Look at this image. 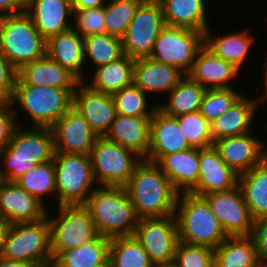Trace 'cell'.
<instances>
[{
  "label": "cell",
  "instance_id": "cell-10",
  "mask_svg": "<svg viewBox=\"0 0 267 267\" xmlns=\"http://www.w3.org/2000/svg\"><path fill=\"white\" fill-rule=\"evenodd\" d=\"M57 210V215L48 216L53 260L62 251L85 244L99 235L88 209L83 204L58 205Z\"/></svg>",
  "mask_w": 267,
  "mask_h": 267
},
{
  "label": "cell",
  "instance_id": "cell-7",
  "mask_svg": "<svg viewBox=\"0 0 267 267\" xmlns=\"http://www.w3.org/2000/svg\"><path fill=\"white\" fill-rule=\"evenodd\" d=\"M74 91L52 86H15L10 102L27 112L33 127L51 128L72 107Z\"/></svg>",
  "mask_w": 267,
  "mask_h": 267
},
{
  "label": "cell",
  "instance_id": "cell-2",
  "mask_svg": "<svg viewBox=\"0 0 267 267\" xmlns=\"http://www.w3.org/2000/svg\"><path fill=\"white\" fill-rule=\"evenodd\" d=\"M22 128V124L15 128L10 143L0 152V175L3 180L16 181L36 165L54 159V137L51 128ZM2 167H5L6 171Z\"/></svg>",
  "mask_w": 267,
  "mask_h": 267
},
{
  "label": "cell",
  "instance_id": "cell-29",
  "mask_svg": "<svg viewBox=\"0 0 267 267\" xmlns=\"http://www.w3.org/2000/svg\"><path fill=\"white\" fill-rule=\"evenodd\" d=\"M206 0H159L167 26L205 31L209 28Z\"/></svg>",
  "mask_w": 267,
  "mask_h": 267
},
{
  "label": "cell",
  "instance_id": "cell-18",
  "mask_svg": "<svg viewBox=\"0 0 267 267\" xmlns=\"http://www.w3.org/2000/svg\"><path fill=\"white\" fill-rule=\"evenodd\" d=\"M213 145L222 160L238 175L251 170L266 159V144L251 132L218 139Z\"/></svg>",
  "mask_w": 267,
  "mask_h": 267
},
{
  "label": "cell",
  "instance_id": "cell-33",
  "mask_svg": "<svg viewBox=\"0 0 267 267\" xmlns=\"http://www.w3.org/2000/svg\"><path fill=\"white\" fill-rule=\"evenodd\" d=\"M238 185L252 218L267 216V160L240 174Z\"/></svg>",
  "mask_w": 267,
  "mask_h": 267
},
{
  "label": "cell",
  "instance_id": "cell-27",
  "mask_svg": "<svg viewBox=\"0 0 267 267\" xmlns=\"http://www.w3.org/2000/svg\"><path fill=\"white\" fill-rule=\"evenodd\" d=\"M178 193H188L198 181L199 149L190 148L163 156L156 163Z\"/></svg>",
  "mask_w": 267,
  "mask_h": 267
},
{
  "label": "cell",
  "instance_id": "cell-34",
  "mask_svg": "<svg viewBox=\"0 0 267 267\" xmlns=\"http://www.w3.org/2000/svg\"><path fill=\"white\" fill-rule=\"evenodd\" d=\"M206 89L185 75L176 87L168 93V102L160 103L158 108L173 117L189 114L200 110Z\"/></svg>",
  "mask_w": 267,
  "mask_h": 267
},
{
  "label": "cell",
  "instance_id": "cell-6",
  "mask_svg": "<svg viewBox=\"0 0 267 267\" xmlns=\"http://www.w3.org/2000/svg\"><path fill=\"white\" fill-rule=\"evenodd\" d=\"M47 216L36 222L10 224L1 257L35 267H51V226Z\"/></svg>",
  "mask_w": 267,
  "mask_h": 267
},
{
  "label": "cell",
  "instance_id": "cell-51",
  "mask_svg": "<svg viewBox=\"0 0 267 267\" xmlns=\"http://www.w3.org/2000/svg\"><path fill=\"white\" fill-rule=\"evenodd\" d=\"M9 226L10 224L7 221L0 219V257L4 249L5 237Z\"/></svg>",
  "mask_w": 267,
  "mask_h": 267
},
{
  "label": "cell",
  "instance_id": "cell-23",
  "mask_svg": "<svg viewBox=\"0 0 267 267\" xmlns=\"http://www.w3.org/2000/svg\"><path fill=\"white\" fill-rule=\"evenodd\" d=\"M79 81L47 54L18 70L15 86H52L75 90Z\"/></svg>",
  "mask_w": 267,
  "mask_h": 267
},
{
  "label": "cell",
  "instance_id": "cell-1",
  "mask_svg": "<svg viewBox=\"0 0 267 267\" xmlns=\"http://www.w3.org/2000/svg\"><path fill=\"white\" fill-rule=\"evenodd\" d=\"M124 188L139 219L175 214L179 193L156 163L143 159Z\"/></svg>",
  "mask_w": 267,
  "mask_h": 267
},
{
  "label": "cell",
  "instance_id": "cell-15",
  "mask_svg": "<svg viewBox=\"0 0 267 267\" xmlns=\"http://www.w3.org/2000/svg\"><path fill=\"white\" fill-rule=\"evenodd\" d=\"M55 153L89 155L98 135L73 106L51 127Z\"/></svg>",
  "mask_w": 267,
  "mask_h": 267
},
{
  "label": "cell",
  "instance_id": "cell-48",
  "mask_svg": "<svg viewBox=\"0 0 267 267\" xmlns=\"http://www.w3.org/2000/svg\"><path fill=\"white\" fill-rule=\"evenodd\" d=\"M26 10V0H0V17L15 15Z\"/></svg>",
  "mask_w": 267,
  "mask_h": 267
},
{
  "label": "cell",
  "instance_id": "cell-17",
  "mask_svg": "<svg viewBox=\"0 0 267 267\" xmlns=\"http://www.w3.org/2000/svg\"><path fill=\"white\" fill-rule=\"evenodd\" d=\"M16 181L0 184V219L9 224L36 222L47 216V208Z\"/></svg>",
  "mask_w": 267,
  "mask_h": 267
},
{
  "label": "cell",
  "instance_id": "cell-26",
  "mask_svg": "<svg viewBox=\"0 0 267 267\" xmlns=\"http://www.w3.org/2000/svg\"><path fill=\"white\" fill-rule=\"evenodd\" d=\"M151 117L118 114L105 137L146 159L149 155Z\"/></svg>",
  "mask_w": 267,
  "mask_h": 267
},
{
  "label": "cell",
  "instance_id": "cell-24",
  "mask_svg": "<svg viewBox=\"0 0 267 267\" xmlns=\"http://www.w3.org/2000/svg\"><path fill=\"white\" fill-rule=\"evenodd\" d=\"M133 83L146 94L172 91L185 74L149 57L135 59Z\"/></svg>",
  "mask_w": 267,
  "mask_h": 267
},
{
  "label": "cell",
  "instance_id": "cell-55",
  "mask_svg": "<svg viewBox=\"0 0 267 267\" xmlns=\"http://www.w3.org/2000/svg\"><path fill=\"white\" fill-rule=\"evenodd\" d=\"M156 267H174V266L170 265V266H156Z\"/></svg>",
  "mask_w": 267,
  "mask_h": 267
},
{
  "label": "cell",
  "instance_id": "cell-13",
  "mask_svg": "<svg viewBox=\"0 0 267 267\" xmlns=\"http://www.w3.org/2000/svg\"><path fill=\"white\" fill-rule=\"evenodd\" d=\"M134 236L149 254L155 267L173 265L179 242L175 214L139 219Z\"/></svg>",
  "mask_w": 267,
  "mask_h": 267
},
{
  "label": "cell",
  "instance_id": "cell-52",
  "mask_svg": "<svg viewBox=\"0 0 267 267\" xmlns=\"http://www.w3.org/2000/svg\"><path fill=\"white\" fill-rule=\"evenodd\" d=\"M254 267H267V258L258 257Z\"/></svg>",
  "mask_w": 267,
  "mask_h": 267
},
{
  "label": "cell",
  "instance_id": "cell-49",
  "mask_svg": "<svg viewBox=\"0 0 267 267\" xmlns=\"http://www.w3.org/2000/svg\"><path fill=\"white\" fill-rule=\"evenodd\" d=\"M108 0H71L73 10H85L104 6Z\"/></svg>",
  "mask_w": 267,
  "mask_h": 267
},
{
  "label": "cell",
  "instance_id": "cell-11",
  "mask_svg": "<svg viewBox=\"0 0 267 267\" xmlns=\"http://www.w3.org/2000/svg\"><path fill=\"white\" fill-rule=\"evenodd\" d=\"M204 45V32L166 25L158 35L149 58L174 66L187 75Z\"/></svg>",
  "mask_w": 267,
  "mask_h": 267
},
{
  "label": "cell",
  "instance_id": "cell-4",
  "mask_svg": "<svg viewBox=\"0 0 267 267\" xmlns=\"http://www.w3.org/2000/svg\"><path fill=\"white\" fill-rule=\"evenodd\" d=\"M175 216L179 241L216 249L226 238L219 220L201 196L179 193Z\"/></svg>",
  "mask_w": 267,
  "mask_h": 267
},
{
  "label": "cell",
  "instance_id": "cell-47",
  "mask_svg": "<svg viewBox=\"0 0 267 267\" xmlns=\"http://www.w3.org/2000/svg\"><path fill=\"white\" fill-rule=\"evenodd\" d=\"M251 237L255 243L257 257L267 258V216L254 220Z\"/></svg>",
  "mask_w": 267,
  "mask_h": 267
},
{
  "label": "cell",
  "instance_id": "cell-16",
  "mask_svg": "<svg viewBox=\"0 0 267 267\" xmlns=\"http://www.w3.org/2000/svg\"><path fill=\"white\" fill-rule=\"evenodd\" d=\"M98 136H105L117 117V110L110 93L91 89L79 82L73 93V105Z\"/></svg>",
  "mask_w": 267,
  "mask_h": 267
},
{
  "label": "cell",
  "instance_id": "cell-39",
  "mask_svg": "<svg viewBox=\"0 0 267 267\" xmlns=\"http://www.w3.org/2000/svg\"><path fill=\"white\" fill-rule=\"evenodd\" d=\"M117 114L134 117H152L158 105L149 109L148 95L134 83L111 94Z\"/></svg>",
  "mask_w": 267,
  "mask_h": 267
},
{
  "label": "cell",
  "instance_id": "cell-37",
  "mask_svg": "<svg viewBox=\"0 0 267 267\" xmlns=\"http://www.w3.org/2000/svg\"><path fill=\"white\" fill-rule=\"evenodd\" d=\"M84 58H89L95 68L121 58L123 53L122 39L109 34H95L83 38Z\"/></svg>",
  "mask_w": 267,
  "mask_h": 267
},
{
  "label": "cell",
  "instance_id": "cell-8",
  "mask_svg": "<svg viewBox=\"0 0 267 267\" xmlns=\"http://www.w3.org/2000/svg\"><path fill=\"white\" fill-rule=\"evenodd\" d=\"M89 157L99 186H124L143 161L137 153L105 136L96 138Z\"/></svg>",
  "mask_w": 267,
  "mask_h": 267
},
{
  "label": "cell",
  "instance_id": "cell-41",
  "mask_svg": "<svg viewBox=\"0 0 267 267\" xmlns=\"http://www.w3.org/2000/svg\"><path fill=\"white\" fill-rule=\"evenodd\" d=\"M182 133L191 148H206L213 145L211 123L199 112L176 117Z\"/></svg>",
  "mask_w": 267,
  "mask_h": 267
},
{
  "label": "cell",
  "instance_id": "cell-53",
  "mask_svg": "<svg viewBox=\"0 0 267 267\" xmlns=\"http://www.w3.org/2000/svg\"><path fill=\"white\" fill-rule=\"evenodd\" d=\"M266 63H265V68L263 69V70H265V73H263V74H265V76L263 77V78H265V80H264V83H265V92L263 93V95H262V98L263 97H266L267 96V60L265 61Z\"/></svg>",
  "mask_w": 267,
  "mask_h": 267
},
{
  "label": "cell",
  "instance_id": "cell-22",
  "mask_svg": "<svg viewBox=\"0 0 267 267\" xmlns=\"http://www.w3.org/2000/svg\"><path fill=\"white\" fill-rule=\"evenodd\" d=\"M240 71L234 64L216 56L204 45L187 75L206 90L224 89L233 88L229 81L237 78Z\"/></svg>",
  "mask_w": 267,
  "mask_h": 267
},
{
  "label": "cell",
  "instance_id": "cell-12",
  "mask_svg": "<svg viewBox=\"0 0 267 267\" xmlns=\"http://www.w3.org/2000/svg\"><path fill=\"white\" fill-rule=\"evenodd\" d=\"M165 26L159 0H143L122 38L123 53L133 59L149 57Z\"/></svg>",
  "mask_w": 267,
  "mask_h": 267
},
{
  "label": "cell",
  "instance_id": "cell-25",
  "mask_svg": "<svg viewBox=\"0 0 267 267\" xmlns=\"http://www.w3.org/2000/svg\"><path fill=\"white\" fill-rule=\"evenodd\" d=\"M46 54L59 63L79 82H84V40L73 28L47 40Z\"/></svg>",
  "mask_w": 267,
  "mask_h": 267
},
{
  "label": "cell",
  "instance_id": "cell-5",
  "mask_svg": "<svg viewBox=\"0 0 267 267\" xmlns=\"http://www.w3.org/2000/svg\"><path fill=\"white\" fill-rule=\"evenodd\" d=\"M46 44L26 12L0 17V51L17 71L44 57Z\"/></svg>",
  "mask_w": 267,
  "mask_h": 267
},
{
  "label": "cell",
  "instance_id": "cell-44",
  "mask_svg": "<svg viewBox=\"0 0 267 267\" xmlns=\"http://www.w3.org/2000/svg\"><path fill=\"white\" fill-rule=\"evenodd\" d=\"M75 25L72 28L83 38L89 35L105 34V5L85 10H73Z\"/></svg>",
  "mask_w": 267,
  "mask_h": 267
},
{
  "label": "cell",
  "instance_id": "cell-14",
  "mask_svg": "<svg viewBox=\"0 0 267 267\" xmlns=\"http://www.w3.org/2000/svg\"><path fill=\"white\" fill-rule=\"evenodd\" d=\"M219 220L227 237L251 236L254 219L239 185L232 189L202 196Z\"/></svg>",
  "mask_w": 267,
  "mask_h": 267
},
{
  "label": "cell",
  "instance_id": "cell-9",
  "mask_svg": "<svg viewBox=\"0 0 267 267\" xmlns=\"http://www.w3.org/2000/svg\"><path fill=\"white\" fill-rule=\"evenodd\" d=\"M53 161L58 205L84 204L96 189L89 155L55 153Z\"/></svg>",
  "mask_w": 267,
  "mask_h": 267
},
{
  "label": "cell",
  "instance_id": "cell-45",
  "mask_svg": "<svg viewBox=\"0 0 267 267\" xmlns=\"http://www.w3.org/2000/svg\"><path fill=\"white\" fill-rule=\"evenodd\" d=\"M11 102H0V152L3 151L11 141L17 122L18 111Z\"/></svg>",
  "mask_w": 267,
  "mask_h": 267
},
{
  "label": "cell",
  "instance_id": "cell-32",
  "mask_svg": "<svg viewBox=\"0 0 267 267\" xmlns=\"http://www.w3.org/2000/svg\"><path fill=\"white\" fill-rule=\"evenodd\" d=\"M135 59L123 55L116 61L97 67L90 83H85L91 89L114 93L133 84Z\"/></svg>",
  "mask_w": 267,
  "mask_h": 267
},
{
  "label": "cell",
  "instance_id": "cell-21",
  "mask_svg": "<svg viewBox=\"0 0 267 267\" xmlns=\"http://www.w3.org/2000/svg\"><path fill=\"white\" fill-rule=\"evenodd\" d=\"M25 12L46 40L72 28L71 0H26Z\"/></svg>",
  "mask_w": 267,
  "mask_h": 267
},
{
  "label": "cell",
  "instance_id": "cell-43",
  "mask_svg": "<svg viewBox=\"0 0 267 267\" xmlns=\"http://www.w3.org/2000/svg\"><path fill=\"white\" fill-rule=\"evenodd\" d=\"M174 267H214V249L178 242Z\"/></svg>",
  "mask_w": 267,
  "mask_h": 267
},
{
  "label": "cell",
  "instance_id": "cell-46",
  "mask_svg": "<svg viewBox=\"0 0 267 267\" xmlns=\"http://www.w3.org/2000/svg\"><path fill=\"white\" fill-rule=\"evenodd\" d=\"M18 71L8 62L0 51V102L12 99Z\"/></svg>",
  "mask_w": 267,
  "mask_h": 267
},
{
  "label": "cell",
  "instance_id": "cell-38",
  "mask_svg": "<svg viewBox=\"0 0 267 267\" xmlns=\"http://www.w3.org/2000/svg\"><path fill=\"white\" fill-rule=\"evenodd\" d=\"M16 182L43 204L44 196L48 194H54L56 199L55 163L53 160L36 165L32 170L19 177Z\"/></svg>",
  "mask_w": 267,
  "mask_h": 267
},
{
  "label": "cell",
  "instance_id": "cell-54",
  "mask_svg": "<svg viewBox=\"0 0 267 267\" xmlns=\"http://www.w3.org/2000/svg\"><path fill=\"white\" fill-rule=\"evenodd\" d=\"M99 267H111L110 261H108L106 264L101 265Z\"/></svg>",
  "mask_w": 267,
  "mask_h": 267
},
{
  "label": "cell",
  "instance_id": "cell-31",
  "mask_svg": "<svg viewBox=\"0 0 267 267\" xmlns=\"http://www.w3.org/2000/svg\"><path fill=\"white\" fill-rule=\"evenodd\" d=\"M110 239L98 235L73 249L62 251L51 267H99L109 261Z\"/></svg>",
  "mask_w": 267,
  "mask_h": 267
},
{
  "label": "cell",
  "instance_id": "cell-3",
  "mask_svg": "<svg viewBox=\"0 0 267 267\" xmlns=\"http://www.w3.org/2000/svg\"><path fill=\"white\" fill-rule=\"evenodd\" d=\"M99 235L133 236L139 218L124 186H98L83 204Z\"/></svg>",
  "mask_w": 267,
  "mask_h": 267
},
{
  "label": "cell",
  "instance_id": "cell-30",
  "mask_svg": "<svg viewBox=\"0 0 267 267\" xmlns=\"http://www.w3.org/2000/svg\"><path fill=\"white\" fill-rule=\"evenodd\" d=\"M211 29L205 31V46L216 56L234 64L239 70L246 62L247 55L254 42V37L248 30L242 32L228 33L222 36H213ZM212 33V34H211ZM241 68V69H240Z\"/></svg>",
  "mask_w": 267,
  "mask_h": 267
},
{
  "label": "cell",
  "instance_id": "cell-35",
  "mask_svg": "<svg viewBox=\"0 0 267 267\" xmlns=\"http://www.w3.org/2000/svg\"><path fill=\"white\" fill-rule=\"evenodd\" d=\"M257 258L251 236L227 237L214 249V267H254Z\"/></svg>",
  "mask_w": 267,
  "mask_h": 267
},
{
  "label": "cell",
  "instance_id": "cell-20",
  "mask_svg": "<svg viewBox=\"0 0 267 267\" xmlns=\"http://www.w3.org/2000/svg\"><path fill=\"white\" fill-rule=\"evenodd\" d=\"M190 148L176 117L165 114L157 107L151 117L149 155L145 160L157 163L167 154Z\"/></svg>",
  "mask_w": 267,
  "mask_h": 267
},
{
  "label": "cell",
  "instance_id": "cell-40",
  "mask_svg": "<svg viewBox=\"0 0 267 267\" xmlns=\"http://www.w3.org/2000/svg\"><path fill=\"white\" fill-rule=\"evenodd\" d=\"M143 0H108L105 4L106 33L122 39Z\"/></svg>",
  "mask_w": 267,
  "mask_h": 267
},
{
  "label": "cell",
  "instance_id": "cell-50",
  "mask_svg": "<svg viewBox=\"0 0 267 267\" xmlns=\"http://www.w3.org/2000/svg\"><path fill=\"white\" fill-rule=\"evenodd\" d=\"M0 267H35L32 264L0 257Z\"/></svg>",
  "mask_w": 267,
  "mask_h": 267
},
{
  "label": "cell",
  "instance_id": "cell-56",
  "mask_svg": "<svg viewBox=\"0 0 267 267\" xmlns=\"http://www.w3.org/2000/svg\"><path fill=\"white\" fill-rule=\"evenodd\" d=\"M264 99L267 101V96L262 98V101H264V102H265V100H264Z\"/></svg>",
  "mask_w": 267,
  "mask_h": 267
},
{
  "label": "cell",
  "instance_id": "cell-42",
  "mask_svg": "<svg viewBox=\"0 0 267 267\" xmlns=\"http://www.w3.org/2000/svg\"><path fill=\"white\" fill-rule=\"evenodd\" d=\"M242 96L234 88L207 89L203 95L199 112L212 123Z\"/></svg>",
  "mask_w": 267,
  "mask_h": 267
},
{
  "label": "cell",
  "instance_id": "cell-19",
  "mask_svg": "<svg viewBox=\"0 0 267 267\" xmlns=\"http://www.w3.org/2000/svg\"><path fill=\"white\" fill-rule=\"evenodd\" d=\"M239 175L220 157L214 145L199 149V174L197 184L188 192L203 196L221 192L238 185Z\"/></svg>",
  "mask_w": 267,
  "mask_h": 267
},
{
  "label": "cell",
  "instance_id": "cell-36",
  "mask_svg": "<svg viewBox=\"0 0 267 267\" xmlns=\"http://www.w3.org/2000/svg\"><path fill=\"white\" fill-rule=\"evenodd\" d=\"M109 261L111 267H155L134 235L110 239Z\"/></svg>",
  "mask_w": 267,
  "mask_h": 267
},
{
  "label": "cell",
  "instance_id": "cell-28",
  "mask_svg": "<svg viewBox=\"0 0 267 267\" xmlns=\"http://www.w3.org/2000/svg\"><path fill=\"white\" fill-rule=\"evenodd\" d=\"M261 101V96L254 100L242 95L228 111L211 123L213 142L224 137L252 132L250 130L253 116Z\"/></svg>",
  "mask_w": 267,
  "mask_h": 267
}]
</instances>
